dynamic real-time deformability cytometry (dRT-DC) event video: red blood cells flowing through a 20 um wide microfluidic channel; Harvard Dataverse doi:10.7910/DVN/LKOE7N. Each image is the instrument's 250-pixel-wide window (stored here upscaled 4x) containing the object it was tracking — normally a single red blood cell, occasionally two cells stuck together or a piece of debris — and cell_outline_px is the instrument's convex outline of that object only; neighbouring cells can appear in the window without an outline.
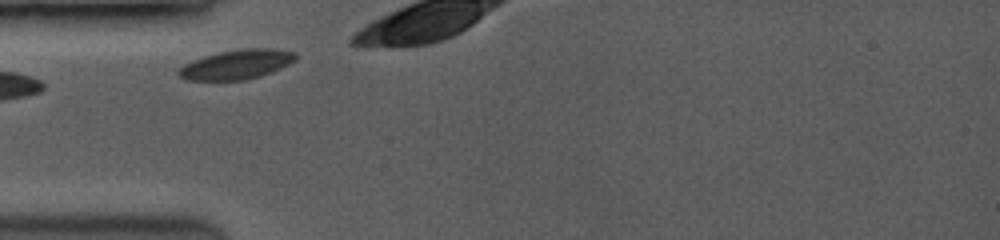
{"species": "common noctule bat (a hibernating species)", "species_latin": "Nyctalus noctula", "temperature_condition": "room temperature", "stored_images_in_passage": 4, "camera_frame_rate_fps": 3500, "um_per_image_px": 0.085, "animal": {"sex": "female", "body_mass_g": 19.0, "forearm_length_mm": 53.3}, "frame": {"image": 1, "passage_image": 1, "time_ms": 0.0, "image_size_px": [1000, 240], "cell_outline_px": [[296, 60], [280, 68], [260, 76], [244, 80], [188, 80], [180, 76], [176, 72], [184, 64], [192, 60], [204, 56], [220, 52], [240, 48], [272, 48], [296, 52]], "centroid_in_image_um": [20.11, 5.47], "position_along_channel_um": 64.9, "area_um2": 20.06}}